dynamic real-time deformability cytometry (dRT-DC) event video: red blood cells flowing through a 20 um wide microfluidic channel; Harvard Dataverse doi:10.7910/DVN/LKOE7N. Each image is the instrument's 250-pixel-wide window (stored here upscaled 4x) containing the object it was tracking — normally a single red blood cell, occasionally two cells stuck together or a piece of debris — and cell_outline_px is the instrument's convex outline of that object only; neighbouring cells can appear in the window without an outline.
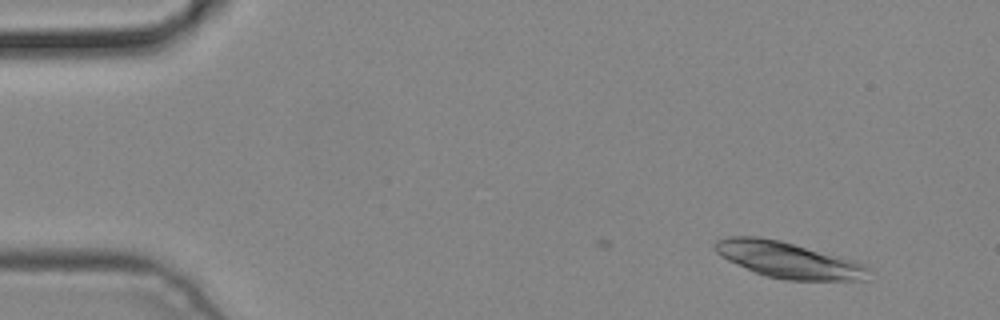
{"species": "common noctule bat (a hibernating species)", "species_latin": "Nyctalus noctula", "temperature_condition": "cold", "stored_images_in_passage": 2, "camera_frame_rate_fps": 3000, "um_per_image_px": 0.085, "animal": {"sex": "male", "body_mass_g": 19.2, "forearm_length_mm": 51.8}, "frame": {"image": 1, "passage_image": 2, "time_ms": 0.333, "image_size_px": [1000, 320], "cell_outline_px": [[868, 280], [784, 280], [764, 276], [728, 260], [720, 256], [716, 252], [716, 240], [728, 236], [756, 236], [780, 240], [856, 260], [864, 264], [868, 268]], "centroid_in_image_um": [67.03, 22.09], "position_along_channel_um": 18.0, "area_um2": 32.31}}